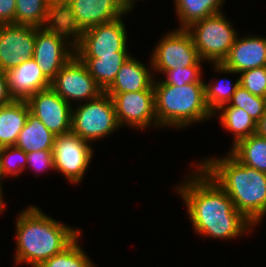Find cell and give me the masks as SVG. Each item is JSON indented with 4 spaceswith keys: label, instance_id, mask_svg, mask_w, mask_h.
<instances>
[{
    "label": "cell",
    "instance_id": "cell-15",
    "mask_svg": "<svg viewBox=\"0 0 266 267\" xmlns=\"http://www.w3.org/2000/svg\"><path fill=\"white\" fill-rule=\"evenodd\" d=\"M36 27L20 24L0 25V70L6 72L33 58Z\"/></svg>",
    "mask_w": 266,
    "mask_h": 267
},
{
    "label": "cell",
    "instance_id": "cell-2",
    "mask_svg": "<svg viewBox=\"0 0 266 267\" xmlns=\"http://www.w3.org/2000/svg\"><path fill=\"white\" fill-rule=\"evenodd\" d=\"M17 218L16 264L39 267L80 237L82 231L59 223L34 205L21 211Z\"/></svg>",
    "mask_w": 266,
    "mask_h": 267
},
{
    "label": "cell",
    "instance_id": "cell-36",
    "mask_svg": "<svg viewBox=\"0 0 266 267\" xmlns=\"http://www.w3.org/2000/svg\"><path fill=\"white\" fill-rule=\"evenodd\" d=\"M120 4L125 8L127 12L133 10V6L136 0H118Z\"/></svg>",
    "mask_w": 266,
    "mask_h": 267
},
{
    "label": "cell",
    "instance_id": "cell-8",
    "mask_svg": "<svg viewBox=\"0 0 266 267\" xmlns=\"http://www.w3.org/2000/svg\"><path fill=\"white\" fill-rule=\"evenodd\" d=\"M74 108L73 106L71 132L85 141H97L113 134L120 127L113 100L105 92Z\"/></svg>",
    "mask_w": 266,
    "mask_h": 267
},
{
    "label": "cell",
    "instance_id": "cell-26",
    "mask_svg": "<svg viewBox=\"0 0 266 267\" xmlns=\"http://www.w3.org/2000/svg\"><path fill=\"white\" fill-rule=\"evenodd\" d=\"M78 243L79 237L62 252L47 259L39 267H94L92 260Z\"/></svg>",
    "mask_w": 266,
    "mask_h": 267
},
{
    "label": "cell",
    "instance_id": "cell-27",
    "mask_svg": "<svg viewBox=\"0 0 266 267\" xmlns=\"http://www.w3.org/2000/svg\"><path fill=\"white\" fill-rule=\"evenodd\" d=\"M221 80L216 81V83H205V101L212 114L221 106L230 102L237 87L240 85L239 78L235 80L234 84L231 81H227L226 78Z\"/></svg>",
    "mask_w": 266,
    "mask_h": 267
},
{
    "label": "cell",
    "instance_id": "cell-5",
    "mask_svg": "<svg viewBox=\"0 0 266 267\" xmlns=\"http://www.w3.org/2000/svg\"><path fill=\"white\" fill-rule=\"evenodd\" d=\"M126 13L118 0H62L57 21L75 37L83 30L112 22Z\"/></svg>",
    "mask_w": 266,
    "mask_h": 267
},
{
    "label": "cell",
    "instance_id": "cell-23",
    "mask_svg": "<svg viewBox=\"0 0 266 267\" xmlns=\"http://www.w3.org/2000/svg\"><path fill=\"white\" fill-rule=\"evenodd\" d=\"M230 153L241 163L266 173V139L257 134L239 140Z\"/></svg>",
    "mask_w": 266,
    "mask_h": 267
},
{
    "label": "cell",
    "instance_id": "cell-16",
    "mask_svg": "<svg viewBox=\"0 0 266 267\" xmlns=\"http://www.w3.org/2000/svg\"><path fill=\"white\" fill-rule=\"evenodd\" d=\"M236 37L228 56L222 63H213L215 71L242 73L246 70L266 66V38L263 36Z\"/></svg>",
    "mask_w": 266,
    "mask_h": 267
},
{
    "label": "cell",
    "instance_id": "cell-17",
    "mask_svg": "<svg viewBox=\"0 0 266 267\" xmlns=\"http://www.w3.org/2000/svg\"><path fill=\"white\" fill-rule=\"evenodd\" d=\"M5 73L9 92L16 100H27L38 91L51 87V81L33 58L24 60Z\"/></svg>",
    "mask_w": 266,
    "mask_h": 267
},
{
    "label": "cell",
    "instance_id": "cell-18",
    "mask_svg": "<svg viewBox=\"0 0 266 267\" xmlns=\"http://www.w3.org/2000/svg\"><path fill=\"white\" fill-rule=\"evenodd\" d=\"M141 61L130 56L121 66L113 83L104 91L106 94H121L140 90H154L153 75Z\"/></svg>",
    "mask_w": 266,
    "mask_h": 267
},
{
    "label": "cell",
    "instance_id": "cell-7",
    "mask_svg": "<svg viewBox=\"0 0 266 267\" xmlns=\"http://www.w3.org/2000/svg\"><path fill=\"white\" fill-rule=\"evenodd\" d=\"M74 55L75 37L65 26L56 21L50 26L36 27L33 59L50 81Z\"/></svg>",
    "mask_w": 266,
    "mask_h": 267
},
{
    "label": "cell",
    "instance_id": "cell-30",
    "mask_svg": "<svg viewBox=\"0 0 266 267\" xmlns=\"http://www.w3.org/2000/svg\"><path fill=\"white\" fill-rule=\"evenodd\" d=\"M204 60H199L195 65L187 66L180 69H171L165 71L163 74L166 76L161 81L166 85L183 86L191 83H205L201 78L203 73L201 71V63Z\"/></svg>",
    "mask_w": 266,
    "mask_h": 267
},
{
    "label": "cell",
    "instance_id": "cell-13",
    "mask_svg": "<svg viewBox=\"0 0 266 267\" xmlns=\"http://www.w3.org/2000/svg\"><path fill=\"white\" fill-rule=\"evenodd\" d=\"M108 95L113 100L120 128L125 124L142 130L153 124L158 128L154 90Z\"/></svg>",
    "mask_w": 266,
    "mask_h": 267
},
{
    "label": "cell",
    "instance_id": "cell-24",
    "mask_svg": "<svg viewBox=\"0 0 266 267\" xmlns=\"http://www.w3.org/2000/svg\"><path fill=\"white\" fill-rule=\"evenodd\" d=\"M179 29H186L191 24L211 15L221 13L223 0H174Z\"/></svg>",
    "mask_w": 266,
    "mask_h": 267
},
{
    "label": "cell",
    "instance_id": "cell-6",
    "mask_svg": "<svg viewBox=\"0 0 266 267\" xmlns=\"http://www.w3.org/2000/svg\"><path fill=\"white\" fill-rule=\"evenodd\" d=\"M224 14L217 13L191 24L186 30L192 37L201 60L222 63L234 44L237 32Z\"/></svg>",
    "mask_w": 266,
    "mask_h": 267
},
{
    "label": "cell",
    "instance_id": "cell-9",
    "mask_svg": "<svg viewBox=\"0 0 266 267\" xmlns=\"http://www.w3.org/2000/svg\"><path fill=\"white\" fill-rule=\"evenodd\" d=\"M120 17L112 22L92 26L75 36V55L78 58H100L128 52L126 26Z\"/></svg>",
    "mask_w": 266,
    "mask_h": 267
},
{
    "label": "cell",
    "instance_id": "cell-40",
    "mask_svg": "<svg viewBox=\"0 0 266 267\" xmlns=\"http://www.w3.org/2000/svg\"><path fill=\"white\" fill-rule=\"evenodd\" d=\"M61 2H62V0H58V6L60 5Z\"/></svg>",
    "mask_w": 266,
    "mask_h": 267
},
{
    "label": "cell",
    "instance_id": "cell-14",
    "mask_svg": "<svg viewBox=\"0 0 266 267\" xmlns=\"http://www.w3.org/2000/svg\"><path fill=\"white\" fill-rule=\"evenodd\" d=\"M26 101L30 112L55 136L71 132L72 105L51 87L38 91Z\"/></svg>",
    "mask_w": 266,
    "mask_h": 267
},
{
    "label": "cell",
    "instance_id": "cell-31",
    "mask_svg": "<svg viewBox=\"0 0 266 267\" xmlns=\"http://www.w3.org/2000/svg\"><path fill=\"white\" fill-rule=\"evenodd\" d=\"M239 84L251 94L266 98V66L239 73Z\"/></svg>",
    "mask_w": 266,
    "mask_h": 267
},
{
    "label": "cell",
    "instance_id": "cell-1",
    "mask_svg": "<svg viewBox=\"0 0 266 267\" xmlns=\"http://www.w3.org/2000/svg\"><path fill=\"white\" fill-rule=\"evenodd\" d=\"M195 170L176 189L196 233L225 240L250 233L254 225L235 208L228 194L199 164Z\"/></svg>",
    "mask_w": 266,
    "mask_h": 267
},
{
    "label": "cell",
    "instance_id": "cell-21",
    "mask_svg": "<svg viewBox=\"0 0 266 267\" xmlns=\"http://www.w3.org/2000/svg\"><path fill=\"white\" fill-rule=\"evenodd\" d=\"M55 137L36 116L29 112L15 146L25 153L53 150Z\"/></svg>",
    "mask_w": 266,
    "mask_h": 267
},
{
    "label": "cell",
    "instance_id": "cell-10",
    "mask_svg": "<svg viewBox=\"0 0 266 267\" xmlns=\"http://www.w3.org/2000/svg\"><path fill=\"white\" fill-rule=\"evenodd\" d=\"M93 158L90 142L72 132L55 137L53 161L55 171L60 172L73 184L84 179L85 172Z\"/></svg>",
    "mask_w": 266,
    "mask_h": 267
},
{
    "label": "cell",
    "instance_id": "cell-22",
    "mask_svg": "<svg viewBox=\"0 0 266 267\" xmlns=\"http://www.w3.org/2000/svg\"><path fill=\"white\" fill-rule=\"evenodd\" d=\"M131 54L116 52V55L100 56V58H79L86 66L90 75L105 91L115 80L123 63Z\"/></svg>",
    "mask_w": 266,
    "mask_h": 267
},
{
    "label": "cell",
    "instance_id": "cell-33",
    "mask_svg": "<svg viewBox=\"0 0 266 267\" xmlns=\"http://www.w3.org/2000/svg\"><path fill=\"white\" fill-rule=\"evenodd\" d=\"M15 0H0V25L15 23Z\"/></svg>",
    "mask_w": 266,
    "mask_h": 267
},
{
    "label": "cell",
    "instance_id": "cell-28",
    "mask_svg": "<svg viewBox=\"0 0 266 267\" xmlns=\"http://www.w3.org/2000/svg\"><path fill=\"white\" fill-rule=\"evenodd\" d=\"M228 105L243 109L255 122H258L265 112L266 98L255 96L239 85Z\"/></svg>",
    "mask_w": 266,
    "mask_h": 267
},
{
    "label": "cell",
    "instance_id": "cell-32",
    "mask_svg": "<svg viewBox=\"0 0 266 267\" xmlns=\"http://www.w3.org/2000/svg\"><path fill=\"white\" fill-rule=\"evenodd\" d=\"M27 168L36 170V172L55 170L53 161V150H41L36 152L26 153Z\"/></svg>",
    "mask_w": 266,
    "mask_h": 267
},
{
    "label": "cell",
    "instance_id": "cell-12",
    "mask_svg": "<svg viewBox=\"0 0 266 267\" xmlns=\"http://www.w3.org/2000/svg\"><path fill=\"white\" fill-rule=\"evenodd\" d=\"M51 88L69 104L98 98L103 89L88 72L85 64L74 55L51 81Z\"/></svg>",
    "mask_w": 266,
    "mask_h": 267
},
{
    "label": "cell",
    "instance_id": "cell-35",
    "mask_svg": "<svg viewBox=\"0 0 266 267\" xmlns=\"http://www.w3.org/2000/svg\"><path fill=\"white\" fill-rule=\"evenodd\" d=\"M256 134L266 139V109L264 114L260 117V120L257 122Z\"/></svg>",
    "mask_w": 266,
    "mask_h": 267
},
{
    "label": "cell",
    "instance_id": "cell-20",
    "mask_svg": "<svg viewBox=\"0 0 266 267\" xmlns=\"http://www.w3.org/2000/svg\"><path fill=\"white\" fill-rule=\"evenodd\" d=\"M30 108L26 100H16L0 106V148L14 146L25 126Z\"/></svg>",
    "mask_w": 266,
    "mask_h": 267
},
{
    "label": "cell",
    "instance_id": "cell-38",
    "mask_svg": "<svg viewBox=\"0 0 266 267\" xmlns=\"http://www.w3.org/2000/svg\"><path fill=\"white\" fill-rule=\"evenodd\" d=\"M2 179H4V178H3V173H2V170H1V164H0V186H2V183H1Z\"/></svg>",
    "mask_w": 266,
    "mask_h": 267
},
{
    "label": "cell",
    "instance_id": "cell-19",
    "mask_svg": "<svg viewBox=\"0 0 266 267\" xmlns=\"http://www.w3.org/2000/svg\"><path fill=\"white\" fill-rule=\"evenodd\" d=\"M15 23L46 27L58 20V6L52 0H15Z\"/></svg>",
    "mask_w": 266,
    "mask_h": 267
},
{
    "label": "cell",
    "instance_id": "cell-29",
    "mask_svg": "<svg viewBox=\"0 0 266 267\" xmlns=\"http://www.w3.org/2000/svg\"><path fill=\"white\" fill-rule=\"evenodd\" d=\"M0 164L3 177H9V175L11 177H18L20 172L22 173V171L26 168V153L15 145L1 147Z\"/></svg>",
    "mask_w": 266,
    "mask_h": 267
},
{
    "label": "cell",
    "instance_id": "cell-34",
    "mask_svg": "<svg viewBox=\"0 0 266 267\" xmlns=\"http://www.w3.org/2000/svg\"><path fill=\"white\" fill-rule=\"evenodd\" d=\"M13 100L8 89L6 73L0 70V106L9 104Z\"/></svg>",
    "mask_w": 266,
    "mask_h": 267
},
{
    "label": "cell",
    "instance_id": "cell-25",
    "mask_svg": "<svg viewBox=\"0 0 266 267\" xmlns=\"http://www.w3.org/2000/svg\"><path fill=\"white\" fill-rule=\"evenodd\" d=\"M217 112L219 113V120L223 128L234 134L233 145L243 138L256 134L257 122L243 109L230 107L226 104L221 106L213 116L218 115Z\"/></svg>",
    "mask_w": 266,
    "mask_h": 267
},
{
    "label": "cell",
    "instance_id": "cell-4",
    "mask_svg": "<svg viewBox=\"0 0 266 267\" xmlns=\"http://www.w3.org/2000/svg\"><path fill=\"white\" fill-rule=\"evenodd\" d=\"M153 87L158 127L184 128L213 117L205 101V83L179 87L166 85L156 79Z\"/></svg>",
    "mask_w": 266,
    "mask_h": 267
},
{
    "label": "cell",
    "instance_id": "cell-39",
    "mask_svg": "<svg viewBox=\"0 0 266 267\" xmlns=\"http://www.w3.org/2000/svg\"><path fill=\"white\" fill-rule=\"evenodd\" d=\"M58 6V0H52Z\"/></svg>",
    "mask_w": 266,
    "mask_h": 267
},
{
    "label": "cell",
    "instance_id": "cell-11",
    "mask_svg": "<svg viewBox=\"0 0 266 267\" xmlns=\"http://www.w3.org/2000/svg\"><path fill=\"white\" fill-rule=\"evenodd\" d=\"M150 58L151 69L161 73L192 66L200 60L191 35L186 29L179 28L161 37Z\"/></svg>",
    "mask_w": 266,
    "mask_h": 267
},
{
    "label": "cell",
    "instance_id": "cell-3",
    "mask_svg": "<svg viewBox=\"0 0 266 267\" xmlns=\"http://www.w3.org/2000/svg\"><path fill=\"white\" fill-rule=\"evenodd\" d=\"M199 165L228 194L235 208L254 226L266 214V173L241 164L230 152Z\"/></svg>",
    "mask_w": 266,
    "mask_h": 267
},
{
    "label": "cell",
    "instance_id": "cell-37",
    "mask_svg": "<svg viewBox=\"0 0 266 267\" xmlns=\"http://www.w3.org/2000/svg\"><path fill=\"white\" fill-rule=\"evenodd\" d=\"M2 189H3V187L2 186H0V213H2L3 212V210H5L4 208H5V205H4V201H3V191H2Z\"/></svg>",
    "mask_w": 266,
    "mask_h": 267
}]
</instances>
